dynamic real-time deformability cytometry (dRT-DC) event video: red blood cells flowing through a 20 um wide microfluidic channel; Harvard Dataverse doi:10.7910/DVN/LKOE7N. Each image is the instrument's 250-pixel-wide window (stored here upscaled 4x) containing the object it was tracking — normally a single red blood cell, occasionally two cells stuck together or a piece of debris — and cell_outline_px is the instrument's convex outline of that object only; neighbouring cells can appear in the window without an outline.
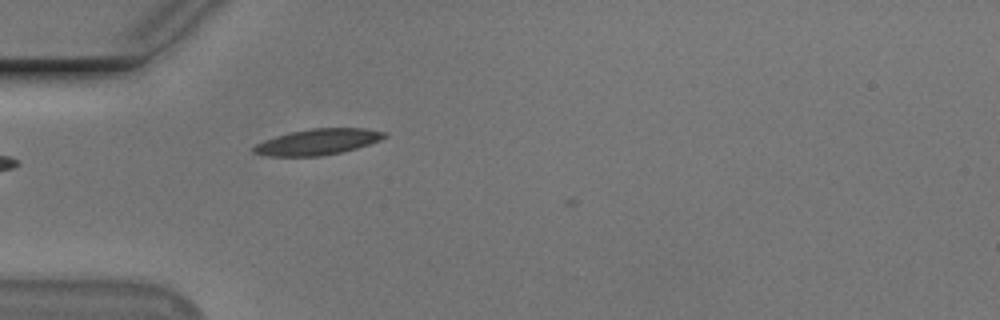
{"species": "Egyptian fruit bat (a non-hibernating species)", "species_latin": "Rousettus aegyptiacus", "temperature_condition": "cold", "stored_images_in_passage": 3, "camera_frame_rate_fps": 3000, "um_per_image_px": 0.085, "animal": {"sex": "male"}, "frame": {"image": 1, "passage_image": 2, "time_ms": 0.333, "image_size_px": [1000, 320], "cell_outline_px": [[388, 136], [380, 140], [356, 148], [340, 152], [320, 156], [268, 156], [252, 152], [252, 148], [256, 144], [264, 140], [276, 136], [292, 132], [312, 128], [364, 128], [388, 132]], "centroid_in_image_um": [27.02, 12.05], "position_along_channel_um": 58.0, "area_um2": 19.65}}